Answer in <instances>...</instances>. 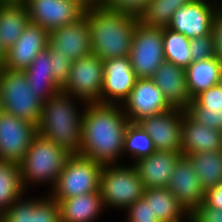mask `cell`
Returning <instances> with one entry per match:
<instances>
[{
  "label": "cell",
  "mask_w": 222,
  "mask_h": 222,
  "mask_svg": "<svg viewBox=\"0 0 222 222\" xmlns=\"http://www.w3.org/2000/svg\"><path fill=\"white\" fill-rule=\"evenodd\" d=\"M128 124L120 104L87 103L82 115L80 154L102 166L125 163L123 147Z\"/></svg>",
  "instance_id": "1"
},
{
  "label": "cell",
  "mask_w": 222,
  "mask_h": 222,
  "mask_svg": "<svg viewBox=\"0 0 222 222\" xmlns=\"http://www.w3.org/2000/svg\"><path fill=\"white\" fill-rule=\"evenodd\" d=\"M86 105V102L63 91L56 93L43 103L36 126L37 135L53 141L71 155L80 154L82 115Z\"/></svg>",
  "instance_id": "2"
},
{
  "label": "cell",
  "mask_w": 222,
  "mask_h": 222,
  "mask_svg": "<svg viewBox=\"0 0 222 222\" xmlns=\"http://www.w3.org/2000/svg\"><path fill=\"white\" fill-rule=\"evenodd\" d=\"M90 28L91 52L103 61L128 57L139 18L99 6L85 10Z\"/></svg>",
  "instance_id": "3"
},
{
  "label": "cell",
  "mask_w": 222,
  "mask_h": 222,
  "mask_svg": "<svg viewBox=\"0 0 222 222\" xmlns=\"http://www.w3.org/2000/svg\"><path fill=\"white\" fill-rule=\"evenodd\" d=\"M70 155L53 141L36 135L31 141L26 155L19 163L24 190L34 194L33 190L36 189V186L39 188L46 186V193H48L55 185Z\"/></svg>",
  "instance_id": "4"
},
{
  "label": "cell",
  "mask_w": 222,
  "mask_h": 222,
  "mask_svg": "<svg viewBox=\"0 0 222 222\" xmlns=\"http://www.w3.org/2000/svg\"><path fill=\"white\" fill-rule=\"evenodd\" d=\"M144 190L134 164L127 162L102 167L99 191L107 212L110 209L124 212L143 197Z\"/></svg>",
  "instance_id": "5"
},
{
  "label": "cell",
  "mask_w": 222,
  "mask_h": 222,
  "mask_svg": "<svg viewBox=\"0 0 222 222\" xmlns=\"http://www.w3.org/2000/svg\"><path fill=\"white\" fill-rule=\"evenodd\" d=\"M0 94L3 111L37 126L43 101L27 82L24 71L0 69Z\"/></svg>",
  "instance_id": "6"
},
{
  "label": "cell",
  "mask_w": 222,
  "mask_h": 222,
  "mask_svg": "<svg viewBox=\"0 0 222 222\" xmlns=\"http://www.w3.org/2000/svg\"><path fill=\"white\" fill-rule=\"evenodd\" d=\"M102 165L81 154L67 158L55 185L48 192L54 200L99 192Z\"/></svg>",
  "instance_id": "7"
},
{
  "label": "cell",
  "mask_w": 222,
  "mask_h": 222,
  "mask_svg": "<svg viewBox=\"0 0 222 222\" xmlns=\"http://www.w3.org/2000/svg\"><path fill=\"white\" fill-rule=\"evenodd\" d=\"M103 77V60L92 53L72 62L69 78L61 91L86 103H101Z\"/></svg>",
  "instance_id": "8"
},
{
  "label": "cell",
  "mask_w": 222,
  "mask_h": 222,
  "mask_svg": "<svg viewBox=\"0 0 222 222\" xmlns=\"http://www.w3.org/2000/svg\"><path fill=\"white\" fill-rule=\"evenodd\" d=\"M129 58L137 78H151L165 61L163 50V29L137 24Z\"/></svg>",
  "instance_id": "9"
},
{
  "label": "cell",
  "mask_w": 222,
  "mask_h": 222,
  "mask_svg": "<svg viewBox=\"0 0 222 222\" xmlns=\"http://www.w3.org/2000/svg\"><path fill=\"white\" fill-rule=\"evenodd\" d=\"M37 135L35 124L12 114H0V160L20 163Z\"/></svg>",
  "instance_id": "10"
},
{
  "label": "cell",
  "mask_w": 222,
  "mask_h": 222,
  "mask_svg": "<svg viewBox=\"0 0 222 222\" xmlns=\"http://www.w3.org/2000/svg\"><path fill=\"white\" fill-rule=\"evenodd\" d=\"M30 23L40 25L48 32L77 22L85 9L73 0H27Z\"/></svg>",
  "instance_id": "11"
},
{
  "label": "cell",
  "mask_w": 222,
  "mask_h": 222,
  "mask_svg": "<svg viewBox=\"0 0 222 222\" xmlns=\"http://www.w3.org/2000/svg\"><path fill=\"white\" fill-rule=\"evenodd\" d=\"M121 107L129 123H137L144 117L157 115L172 108L151 78H138Z\"/></svg>",
  "instance_id": "12"
},
{
  "label": "cell",
  "mask_w": 222,
  "mask_h": 222,
  "mask_svg": "<svg viewBox=\"0 0 222 222\" xmlns=\"http://www.w3.org/2000/svg\"><path fill=\"white\" fill-rule=\"evenodd\" d=\"M217 11L215 0H193L174 12L168 29L184 34L190 40L208 35L212 32Z\"/></svg>",
  "instance_id": "13"
},
{
  "label": "cell",
  "mask_w": 222,
  "mask_h": 222,
  "mask_svg": "<svg viewBox=\"0 0 222 222\" xmlns=\"http://www.w3.org/2000/svg\"><path fill=\"white\" fill-rule=\"evenodd\" d=\"M47 49L49 53L62 54L72 62L92 54L87 17L84 15L75 23L49 32Z\"/></svg>",
  "instance_id": "14"
},
{
  "label": "cell",
  "mask_w": 222,
  "mask_h": 222,
  "mask_svg": "<svg viewBox=\"0 0 222 222\" xmlns=\"http://www.w3.org/2000/svg\"><path fill=\"white\" fill-rule=\"evenodd\" d=\"M185 110L171 108L137 123L149 134L157 151L181 152V128Z\"/></svg>",
  "instance_id": "15"
},
{
  "label": "cell",
  "mask_w": 222,
  "mask_h": 222,
  "mask_svg": "<svg viewBox=\"0 0 222 222\" xmlns=\"http://www.w3.org/2000/svg\"><path fill=\"white\" fill-rule=\"evenodd\" d=\"M25 192L0 217V222H60L58 203L48 194ZM45 193V194H44Z\"/></svg>",
  "instance_id": "16"
},
{
  "label": "cell",
  "mask_w": 222,
  "mask_h": 222,
  "mask_svg": "<svg viewBox=\"0 0 222 222\" xmlns=\"http://www.w3.org/2000/svg\"><path fill=\"white\" fill-rule=\"evenodd\" d=\"M49 32L40 25L29 23L17 41L6 50L2 67L24 71L35 57L48 46Z\"/></svg>",
  "instance_id": "17"
},
{
  "label": "cell",
  "mask_w": 222,
  "mask_h": 222,
  "mask_svg": "<svg viewBox=\"0 0 222 222\" xmlns=\"http://www.w3.org/2000/svg\"><path fill=\"white\" fill-rule=\"evenodd\" d=\"M101 104H122L134 87L135 75L129 56L103 61Z\"/></svg>",
  "instance_id": "18"
},
{
  "label": "cell",
  "mask_w": 222,
  "mask_h": 222,
  "mask_svg": "<svg viewBox=\"0 0 222 222\" xmlns=\"http://www.w3.org/2000/svg\"><path fill=\"white\" fill-rule=\"evenodd\" d=\"M167 189L176 196L189 214L204 201L205 190L186 156H182L175 165Z\"/></svg>",
  "instance_id": "19"
},
{
  "label": "cell",
  "mask_w": 222,
  "mask_h": 222,
  "mask_svg": "<svg viewBox=\"0 0 222 222\" xmlns=\"http://www.w3.org/2000/svg\"><path fill=\"white\" fill-rule=\"evenodd\" d=\"M182 156V152L156 150L133 164L145 189L167 188L175 165Z\"/></svg>",
  "instance_id": "20"
},
{
  "label": "cell",
  "mask_w": 222,
  "mask_h": 222,
  "mask_svg": "<svg viewBox=\"0 0 222 222\" xmlns=\"http://www.w3.org/2000/svg\"><path fill=\"white\" fill-rule=\"evenodd\" d=\"M210 151H222V131L206 127L185 110L181 128L183 156Z\"/></svg>",
  "instance_id": "21"
},
{
  "label": "cell",
  "mask_w": 222,
  "mask_h": 222,
  "mask_svg": "<svg viewBox=\"0 0 222 222\" xmlns=\"http://www.w3.org/2000/svg\"><path fill=\"white\" fill-rule=\"evenodd\" d=\"M151 79L160 88L165 100L172 108L187 109L192 100L187 90L185 68L164 61Z\"/></svg>",
  "instance_id": "22"
},
{
  "label": "cell",
  "mask_w": 222,
  "mask_h": 222,
  "mask_svg": "<svg viewBox=\"0 0 222 222\" xmlns=\"http://www.w3.org/2000/svg\"><path fill=\"white\" fill-rule=\"evenodd\" d=\"M55 201L60 222H96L106 213L100 191Z\"/></svg>",
  "instance_id": "23"
},
{
  "label": "cell",
  "mask_w": 222,
  "mask_h": 222,
  "mask_svg": "<svg viewBox=\"0 0 222 222\" xmlns=\"http://www.w3.org/2000/svg\"><path fill=\"white\" fill-rule=\"evenodd\" d=\"M24 73L28 84L43 102L61 91V86L53 78L52 56L47 48L35 57Z\"/></svg>",
  "instance_id": "24"
},
{
  "label": "cell",
  "mask_w": 222,
  "mask_h": 222,
  "mask_svg": "<svg viewBox=\"0 0 222 222\" xmlns=\"http://www.w3.org/2000/svg\"><path fill=\"white\" fill-rule=\"evenodd\" d=\"M187 90L191 100L200 92L205 91L222 80V63L216 57L191 62L185 68Z\"/></svg>",
  "instance_id": "25"
},
{
  "label": "cell",
  "mask_w": 222,
  "mask_h": 222,
  "mask_svg": "<svg viewBox=\"0 0 222 222\" xmlns=\"http://www.w3.org/2000/svg\"><path fill=\"white\" fill-rule=\"evenodd\" d=\"M30 23L28 10L23 2L0 4V41L7 50Z\"/></svg>",
  "instance_id": "26"
},
{
  "label": "cell",
  "mask_w": 222,
  "mask_h": 222,
  "mask_svg": "<svg viewBox=\"0 0 222 222\" xmlns=\"http://www.w3.org/2000/svg\"><path fill=\"white\" fill-rule=\"evenodd\" d=\"M143 197L150 202L160 222H188L190 214L167 188H147Z\"/></svg>",
  "instance_id": "27"
},
{
  "label": "cell",
  "mask_w": 222,
  "mask_h": 222,
  "mask_svg": "<svg viewBox=\"0 0 222 222\" xmlns=\"http://www.w3.org/2000/svg\"><path fill=\"white\" fill-rule=\"evenodd\" d=\"M25 192L19 164L0 160V217Z\"/></svg>",
  "instance_id": "28"
},
{
  "label": "cell",
  "mask_w": 222,
  "mask_h": 222,
  "mask_svg": "<svg viewBox=\"0 0 222 222\" xmlns=\"http://www.w3.org/2000/svg\"><path fill=\"white\" fill-rule=\"evenodd\" d=\"M204 190L222 184V151L198 152L186 156Z\"/></svg>",
  "instance_id": "29"
},
{
  "label": "cell",
  "mask_w": 222,
  "mask_h": 222,
  "mask_svg": "<svg viewBox=\"0 0 222 222\" xmlns=\"http://www.w3.org/2000/svg\"><path fill=\"white\" fill-rule=\"evenodd\" d=\"M192 1L193 0H150L143 13L138 17L139 22L150 28H168L174 12Z\"/></svg>",
  "instance_id": "30"
},
{
  "label": "cell",
  "mask_w": 222,
  "mask_h": 222,
  "mask_svg": "<svg viewBox=\"0 0 222 222\" xmlns=\"http://www.w3.org/2000/svg\"><path fill=\"white\" fill-rule=\"evenodd\" d=\"M156 151L149 134L138 124L129 123L125 132L123 155L131 164ZM127 157V158H126ZM131 160H130V159Z\"/></svg>",
  "instance_id": "31"
},
{
  "label": "cell",
  "mask_w": 222,
  "mask_h": 222,
  "mask_svg": "<svg viewBox=\"0 0 222 222\" xmlns=\"http://www.w3.org/2000/svg\"><path fill=\"white\" fill-rule=\"evenodd\" d=\"M163 50L165 61L186 68L192 62L190 39L184 34L168 28L163 29Z\"/></svg>",
  "instance_id": "32"
},
{
  "label": "cell",
  "mask_w": 222,
  "mask_h": 222,
  "mask_svg": "<svg viewBox=\"0 0 222 222\" xmlns=\"http://www.w3.org/2000/svg\"><path fill=\"white\" fill-rule=\"evenodd\" d=\"M123 213L124 222H160L158 217L154 216L150 202L144 197L131 204Z\"/></svg>",
  "instance_id": "33"
},
{
  "label": "cell",
  "mask_w": 222,
  "mask_h": 222,
  "mask_svg": "<svg viewBox=\"0 0 222 222\" xmlns=\"http://www.w3.org/2000/svg\"><path fill=\"white\" fill-rule=\"evenodd\" d=\"M186 111L198 122L206 127L222 131V117L220 111H208L200 104H189Z\"/></svg>",
  "instance_id": "34"
},
{
  "label": "cell",
  "mask_w": 222,
  "mask_h": 222,
  "mask_svg": "<svg viewBox=\"0 0 222 222\" xmlns=\"http://www.w3.org/2000/svg\"><path fill=\"white\" fill-rule=\"evenodd\" d=\"M192 62L208 59L215 55V45L212 32L190 40Z\"/></svg>",
  "instance_id": "35"
},
{
  "label": "cell",
  "mask_w": 222,
  "mask_h": 222,
  "mask_svg": "<svg viewBox=\"0 0 222 222\" xmlns=\"http://www.w3.org/2000/svg\"><path fill=\"white\" fill-rule=\"evenodd\" d=\"M150 0H104L102 6L110 11L139 17Z\"/></svg>",
  "instance_id": "36"
},
{
  "label": "cell",
  "mask_w": 222,
  "mask_h": 222,
  "mask_svg": "<svg viewBox=\"0 0 222 222\" xmlns=\"http://www.w3.org/2000/svg\"><path fill=\"white\" fill-rule=\"evenodd\" d=\"M190 104H200L205 107L208 111H221L222 110V88L221 86L215 85L205 91L200 92L196 95Z\"/></svg>",
  "instance_id": "37"
},
{
  "label": "cell",
  "mask_w": 222,
  "mask_h": 222,
  "mask_svg": "<svg viewBox=\"0 0 222 222\" xmlns=\"http://www.w3.org/2000/svg\"><path fill=\"white\" fill-rule=\"evenodd\" d=\"M52 56L53 78L62 87L69 78L72 61L62 54L50 53Z\"/></svg>",
  "instance_id": "38"
},
{
  "label": "cell",
  "mask_w": 222,
  "mask_h": 222,
  "mask_svg": "<svg viewBox=\"0 0 222 222\" xmlns=\"http://www.w3.org/2000/svg\"><path fill=\"white\" fill-rule=\"evenodd\" d=\"M191 222H222V209L211 208L202 202L191 214Z\"/></svg>",
  "instance_id": "39"
},
{
  "label": "cell",
  "mask_w": 222,
  "mask_h": 222,
  "mask_svg": "<svg viewBox=\"0 0 222 222\" xmlns=\"http://www.w3.org/2000/svg\"><path fill=\"white\" fill-rule=\"evenodd\" d=\"M212 36L215 45V55L222 63V12L217 11L212 21Z\"/></svg>",
  "instance_id": "40"
},
{
  "label": "cell",
  "mask_w": 222,
  "mask_h": 222,
  "mask_svg": "<svg viewBox=\"0 0 222 222\" xmlns=\"http://www.w3.org/2000/svg\"><path fill=\"white\" fill-rule=\"evenodd\" d=\"M203 202L211 208L222 209V184L206 189Z\"/></svg>",
  "instance_id": "41"
},
{
  "label": "cell",
  "mask_w": 222,
  "mask_h": 222,
  "mask_svg": "<svg viewBox=\"0 0 222 222\" xmlns=\"http://www.w3.org/2000/svg\"><path fill=\"white\" fill-rule=\"evenodd\" d=\"M73 1H76L85 10H89L102 6L104 0H73Z\"/></svg>",
  "instance_id": "42"
},
{
  "label": "cell",
  "mask_w": 222,
  "mask_h": 222,
  "mask_svg": "<svg viewBox=\"0 0 222 222\" xmlns=\"http://www.w3.org/2000/svg\"><path fill=\"white\" fill-rule=\"evenodd\" d=\"M6 49L2 46V43L0 41V62L2 63L4 57H5Z\"/></svg>",
  "instance_id": "43"
},
{
  "label": "cell",
  "mask_w": 222,
  "mask_h": 222,
  "mask_svg": "<svg viewBox=\"0 0 222 222\" xmlns=\"http://www.w3.org/2000/svg\"><path fill=\"white\" fill-rule=\"evenodd\" d=\"M217 10L222 12V0H215Z\"/></svg>",
  "instance_id": "44"
},
{
  "label": "cell",
  "mask_w": 222,
  "mask_h": 222,
  "mask_svg": "<svg viewBox=\"0 0 222 222\" xmlns=\"http://www.w3.org/2000/svg\"><path fill=\"white\" fill-rule=\"evenodd\" d=\"M1 3H8V2H23V0H0Z\"/></svg>",
  "instance_id": "45"
},
{
  "label": "cell",
  "mask_w": 222,
  "mask_h": 222,
  "mask_svg": "<svg viewBox=\"0 0 222 222\" xmlns=\"http://www.w3.org/2000/svg\"><path fill=\"white\" fill-rule=\"evenodd\" d=\"M3 112V108H2V99H1V94H0V114Z\"/></svg>",
  "instance_id": "46"
}]
</instances>
